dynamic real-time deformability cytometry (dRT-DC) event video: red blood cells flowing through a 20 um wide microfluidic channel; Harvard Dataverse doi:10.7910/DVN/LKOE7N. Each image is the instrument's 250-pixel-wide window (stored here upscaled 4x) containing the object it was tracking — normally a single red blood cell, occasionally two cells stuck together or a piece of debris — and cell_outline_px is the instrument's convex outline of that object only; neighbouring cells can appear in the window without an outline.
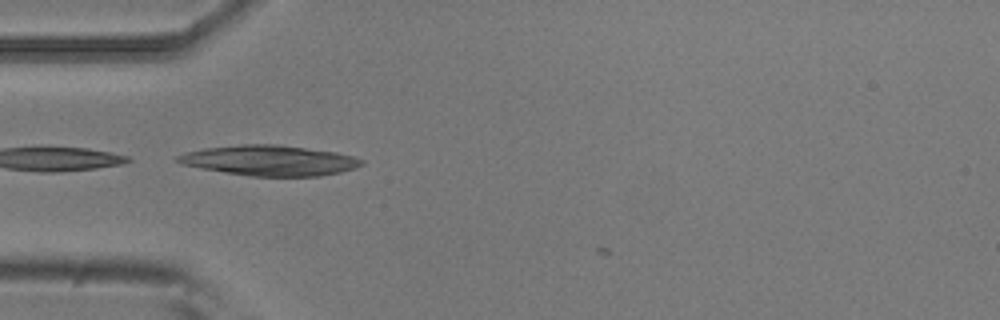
{"species": "common noctule bat (a hibernating species)", "species_latin": "Nyctalus noctula", "temperature_condition": "room temperature", "stored_images_in_passage": 3, "camera_frame_rate_fps": 3000, "um_per_image_px": 0.085, "animal": {"sex": "male", "body_mass_g": 20.5, "forearm_length_mm": 52.5}, "frame": {"image": 1, "passage_image": 2, "time_ms": 0.333, "image_size_px": [1000, 320], "cell_outline_px": [[364, 164], [356, 168], [340, 172], [320, 176], [252, 176], [224, 172], [200, 168], [180, 164], [176, 160], [176, 156], [184, 152], [204, 148], [244, 144], [276, 144], [336, 152], [352, 156], [364, 160]], "centroid_in_image_um": [22.9, 13.64], "position_along_channel_um": 62.1, "area_um2": 32.48}}